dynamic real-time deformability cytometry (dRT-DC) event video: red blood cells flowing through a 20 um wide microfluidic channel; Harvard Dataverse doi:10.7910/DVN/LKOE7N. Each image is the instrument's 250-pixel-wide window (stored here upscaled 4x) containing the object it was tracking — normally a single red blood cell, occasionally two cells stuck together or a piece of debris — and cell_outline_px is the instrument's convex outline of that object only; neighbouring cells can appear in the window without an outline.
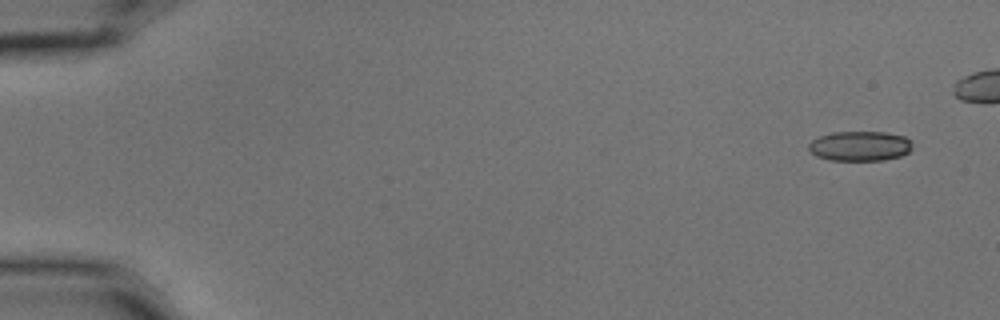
{"species": "common noctule bat (a hibernating species)", "species_latin": "Nyctalus noctula", "temperature_condition": "cold", "stored_images_in_passage": 48, "camera_frame_rate_fps": 3000, "um_per_image_px": 0.085, "animal": {"sex": "male", "body_mass_g": 15.6}, "frame": {"image": 1, "passage_image": 1, "time_ms": 0.0, "image_size_px": [1000, 320], "cell_outline_px": [[912, 148], [908, 152], [900, 156], [884, 160], [828, 160], [816, 156], [808, 148], [808, 144], [812, 140], [820, 136], [832, 132], [884, 132], [904, 136], [912, 140]], "centroid_in_image_um": [73.1, 12.41], "position_along_channel_um": 11.9, "area_um2": 18.09}}
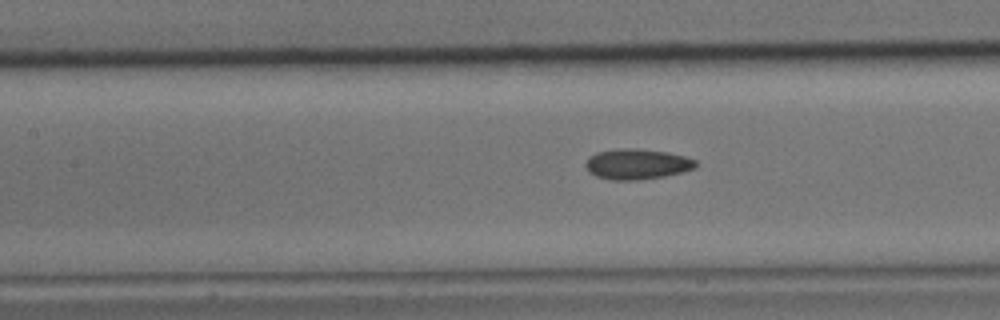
{"frame": {"image": 2, "passage_image": 24, "time_ms": 7.667, "image_size_px": [1000, 320], "cell_outline_px": [[696, 168], [664, 176], [636, 180], [612, 180], [596, 176], [588, 172], [584, 164], [588, 156], [596, 152], [620, 148], [636, 148], [668, 152], [684, 156], [696, 160]], "centroid_in_image_um": [54.1, 13.94], "position_along_channel_um": 153.3, "area_um2": 19.65}}
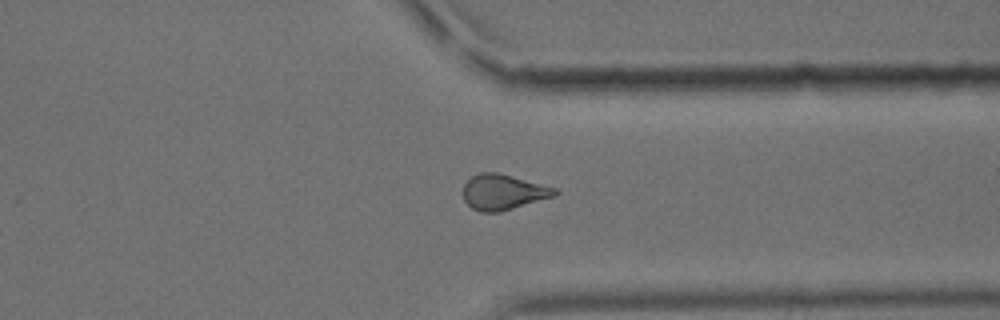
{"frame": {"image": 3, "passage_image": 42, "time_ms": 13.667, "image_size_px": [1000, 320], "cell_outline_px": [[560, 192], [556, 196], [500, 212], [480, 212], [472, 208], [464, 200], [464, 184], [472, 176], [480, 172], [496, 172], [556, 188]], "centroid_in_image_um": [42.78, 16.34], "position_along_channel_um": 368.6, "area_um2": 18.84}}